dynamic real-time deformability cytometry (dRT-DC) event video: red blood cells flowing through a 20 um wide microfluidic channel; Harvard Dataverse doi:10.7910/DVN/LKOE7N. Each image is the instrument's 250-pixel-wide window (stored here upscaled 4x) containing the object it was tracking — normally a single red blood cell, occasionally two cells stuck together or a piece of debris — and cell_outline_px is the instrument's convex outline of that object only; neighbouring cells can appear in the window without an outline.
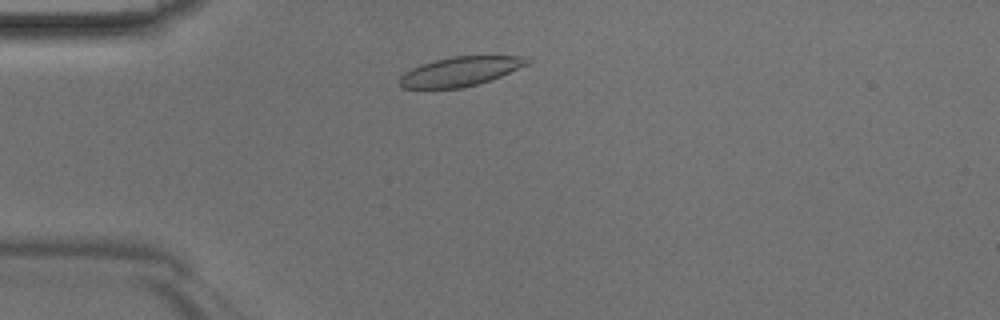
{"species": "Egyptian fruit bat (a non-hibernating species)", "species_latin": "Rousettus aegyptiacus", "temperature_condition": "room temperature", "stored_images_in_passage": 39, "camera_frame_rate_fps": 3000, "um_per_image_px": 0.085, "animal": {"sex": "male"}, "frame": {"image": 1, "passage_image": 5, "time_ms": 1.333, "image_size_px": [1000, 320], "cell_outline_px": [[532, 60], [528, 64], [492, 80], [464, 88], [404, 88], [400, 84], [400, 76], [404, 72], [420, 64], [452, 56], [528, 56]], "centroid_in_image_um": [39.16, 6.07], "position_along_channel_um": 45.8, "area_um2": 21.85}}
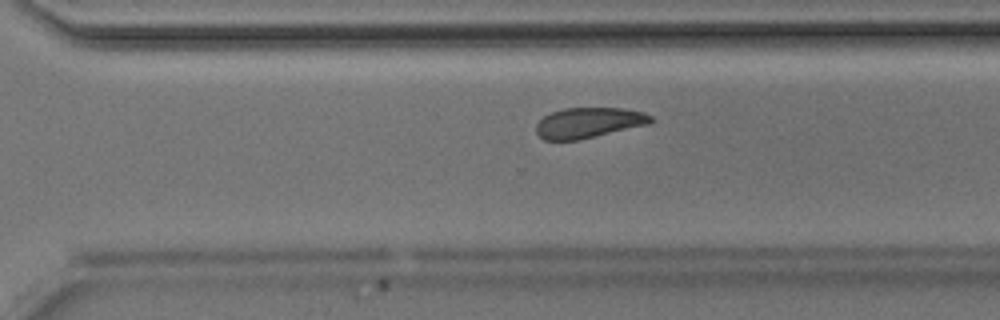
{"frame": {"image": 2, "passage_image": 25, "time_ms": 8.0, "image_size_px": [1000, 320], "cell_outline_px": [[652, 120], [648, 124], [580, 140], [544, 140], [536, 132], [536, 124], [544, 116], [552, 112], [564, 108], [624, 108], [644, 112], [652, 116]], "centroid_in_image_um": [50.03, 10.43], "position_along_channel_um": 320.6, "area_um2": 20.29}}
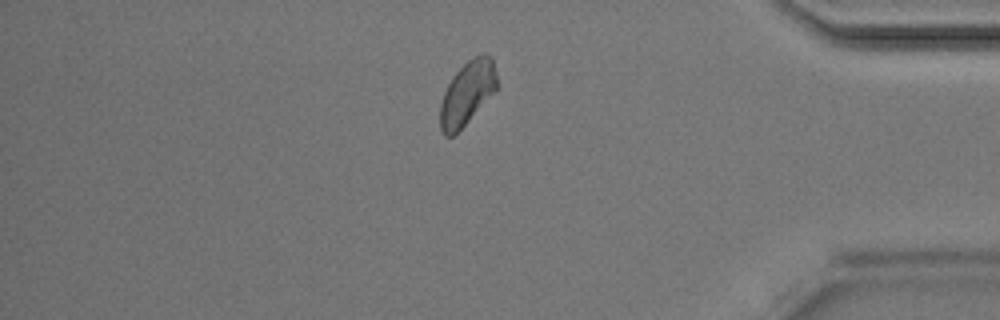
{"frame": {"image": 3, "passage_image": 32, "time_ms": 10.333, "image_size_px": [1000, 320], "cell_outline_px": [[496, 88], [464, 124], [452, 136], [444, 136], [440, 128], [440, 104], [444, 92], [452, 76], [472, 56], [484, 52], [492, 56], [496, 72]], "centroid_in_image_um": [39.69, 7.85], "position_along_channel_um": 395.5, "area_um2": 20.58}}